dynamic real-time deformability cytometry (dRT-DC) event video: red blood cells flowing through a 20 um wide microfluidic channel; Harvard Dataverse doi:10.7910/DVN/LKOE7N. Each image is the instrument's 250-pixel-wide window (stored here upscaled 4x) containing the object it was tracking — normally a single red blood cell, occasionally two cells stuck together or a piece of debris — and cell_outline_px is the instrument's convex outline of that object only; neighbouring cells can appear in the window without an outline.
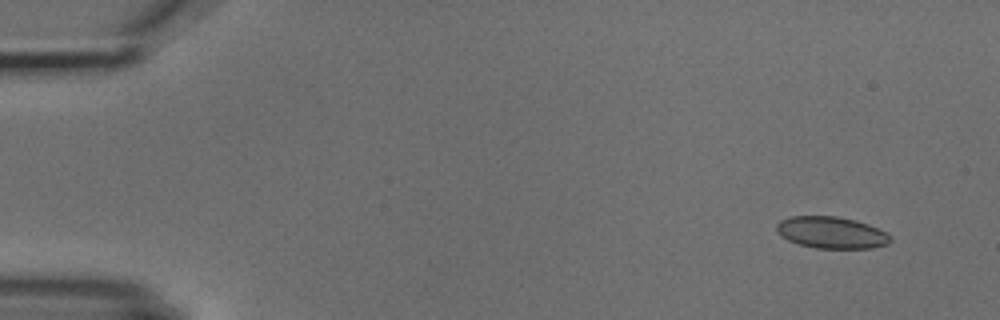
{"species": "common noctule bat (a hibernating species)", "species_latin": "Nyctalus noctula", "temperature_condition": "cold", "stored_images_in_passage": 6, "camera_frame_rate_fps": 3000, "um_per_image_px": 0.085, "animal": {"sex": "male", "body_mass_g": 18.8}, "frame": {"image": 1, "passage_image": 1, "time_ms": 0.0, "image_size_px": [1000, 320], "cell_outline_px": [[892, 240], [888, 244], [872, 248], [816, 248], [800, 244], [788, 240], [780, 236], [776, 228], [776, 224], [780, 220], [788, 216], [836, 216], [856, 220], [868, 224], [888, 232], [892, 236]], "centroid_in_image_um": [70.69, 19.76], "position_along_channel_um": 14.3, "area_um2": 21.27}}
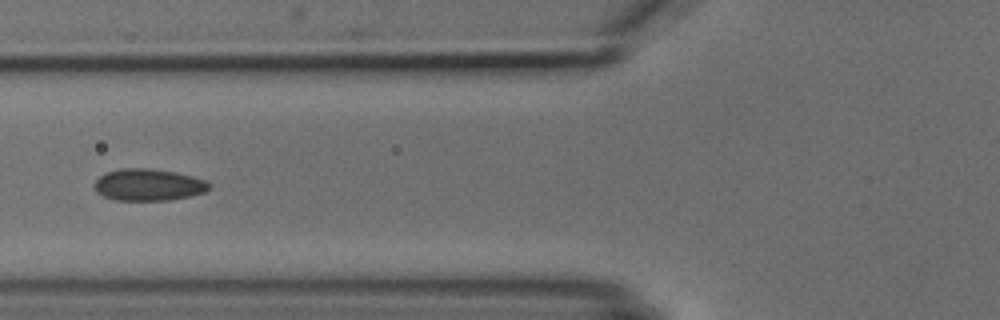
{"frame": {"image": 2, "passage_image": 6, "time_ms": 5.667, "image_size_px": [1000, 320], "cell_outline_px": [[212, 188], [204, 192], [172, 200], [116, 200], [104, 196], [96, 192], [96, 180], [100, 176], [108, 172], [120, 168], [152, 168], [176, 172], [192, 176], [204, 180], [212, 184]], "centroid_in_image_um": [12.66, 15.7], "position_along_channel_um": 113.1, "area_um2": 21.27}}